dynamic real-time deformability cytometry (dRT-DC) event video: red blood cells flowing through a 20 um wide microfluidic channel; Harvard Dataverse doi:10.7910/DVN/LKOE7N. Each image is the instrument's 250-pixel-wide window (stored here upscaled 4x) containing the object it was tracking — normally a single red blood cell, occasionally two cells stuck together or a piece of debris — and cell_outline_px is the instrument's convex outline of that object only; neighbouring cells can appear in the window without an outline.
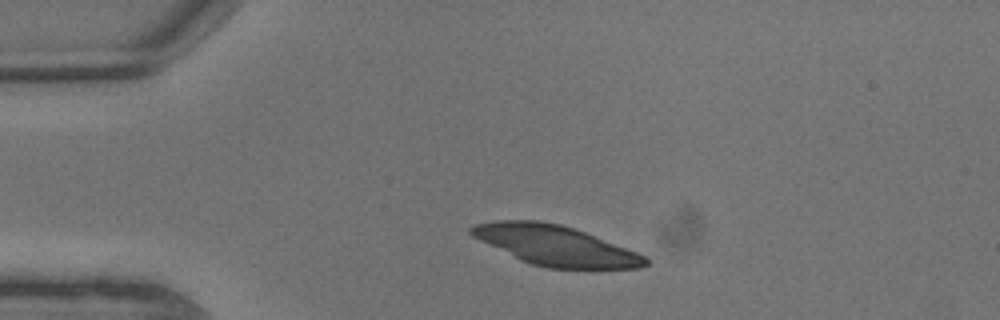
{"species": "common noctule bat (a hibernating species)", "species_latin": "Nyctalus noctula", "temperature_condition": "warm", "stored_images_in_passage": 6, "camera_frame_rate_fps": 3000, "um_per_image_px": 0.085, "animal": {"sex": "male", "body_mass_g": 13.3}, "frame": {"image": 1, "passage_image": 2, "time_ms": 0.333, "image_size_px": [1000, 320], "cell_outline_px": [[648, 264], [640, 268], [548, 268], [532, 264], [520, 260], [472, 236], [468, 232], [468, 228], [476, 224], [496, 220], [536, 220], [560, 224], [584, 232], [636, 252], [644, 256], [648, 260]], "centroid_in_image_um": [47.16, 20.86], "position_along_channel_um": 37.8, "area_um2": 39.94}}